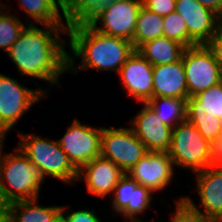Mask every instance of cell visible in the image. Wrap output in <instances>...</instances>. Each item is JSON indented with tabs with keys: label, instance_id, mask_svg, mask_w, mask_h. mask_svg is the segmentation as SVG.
I'll return each instance as SVG.
<instances>
[{
	"label": "cell",
	"instance_id": "obj_10",
	"mask_svg": "<svg viewBox=\"0 0 222 222\" xmlns=\"http://www.w3.org/2000/svg\"><path fill=\"white\" fill-rule=\"evenodd\" d=\"M102 131L103 127L83 125L75 118L64 136L57 140L78 171L94 158L100 156Z\"/></svg>",
	"mask_w": 222,
	"mask_h": 222
},
{
	"label": "cell",
	"instance_id": "obj_5",
	"mask_svg": "<svg viewBox=\"0 0 222 222\" xmlns=\"http://www.w3.org/2000/svg\"><path fill=\"white\" fill-rule=\"evenodd\" d=\"M174 166L201 171L213 165L214 145L185 120L172 129L170 147L167 152Z\"/></svg>",
	"mask_w": 222,
	"mask_h": 222
},
{
	"label": "cell",
	"instance_id": "obj_38",
	"mask_svg": "<svg viewBox=\"0 0 222 222\" xmlns=\"http://www.w3.org/2000/svg\"><path fill=\"white\" fill-rule=\"evenodd\" d=\"M9 214L8 213H0V222H8Z\"/></svg>",
	"mask_w": 222,
	"mask_h": 222
},
{
	"label": "cell",
	"instance_id": "obj_22",
	"mask_svg": "<svg viewBox=\"0 0 222 222\" xmlns=\"http://www.w3.org/2000/svg\"><path fill=\"white\" fill-rule=\"evenodd\" d=\"M38 199L20 200L10 203V222H52L61 214L62 206H42Z\"/></svg>",
	"mask_w": 222,
	"mask_h": 222
},
{
	"label": "cell",
	"instance_id": "obj_6",
	"mask_svg": "<svg viewBox=\"0 0 222 222\" xmlns=\"http://www.w3.org/2000/svg\"><path fill=\"white\" fill-rule=\"evenodd\" d=\"M48 89H28L9 76L0 73V129L7 134L26 111L46 97Z\"/></svg>",
	"mask_w": 222,
	"mask_h": 222
},
{
	"label": "cell",
	"instance_id": "obj_40",
	"mask_svg": "<svg viewBox=\"0 0 222 222\" xmlns=\"http://www.w3.org/2000/svg\"><path fill=\"white\" fill-rule=\"evenodd\" d=\"M52 222H65L62 214H60L55 220H53Z\"/></svg>",
	"mask_w": 222,
	"mask_h": 222
},
{
	"label": "cell",
	"instance_id": "obj_2",
	"mask_svg": "<svg viewBox=\"0 0 222 222\" xmlns=\"http://www.w3.org/2000/svg\"><path fill=\"white\" fill-rule=\"evenodd\" d=\"M67 35L72 51L68 54V70L74 73L80 69L119 73L126 60L135 51L132 42L101 33L93 26L67 28ZM78 58H81V63L77 68L75 60Z\"/></svg>",
	"mask_w": 222,
	"mask_h": 222
},
{
	"label": "cell",
	"instance_id": "obj_35",
	"mask_svg": "<svg viewBox=\"0 0 222 222\" xmlns=\"http://www.w3.org/2000/svg\"><path fill=\"white\" fill-rule=\"evenodd\" d=\"M213 164L222 167V136L214 145V161Z\"/></svg>",
	"mask_w": 222,
	"mask_h": 222
},
{
	"label": "cell",
	"instance_id": "obj_11",
	"mask_svg": "<svg viewBox=\"0 0 222 222\" xmlns=\"http://www.w3.org/2000/svg\"><path fill=\"white\" fill-rule=\"evenodd\" d=\"M175 11L181 15L189 33V47L206 44L222 24V18L196 0H176Z\"/></svg>",
	"mask_w": 222,
	"mask_h": 222
},
{
	"label": "cell",
	"instance_id": "obj_21",
	"mask_svg": "<svg viewBox=\"0 0 222 222\" xmlns=\"http://www.w3.org/2000/svg\"><path fill=\"white\" fill-rule=\"evenodd\" d=\"M185 47L179 42L160 36L140 45L136 51L153 66L166 65L181 59Z\"/></svg>",
	"mask_w": 222,
	"mask_h": 222
},
{
	"label": "cell",
	"instance_id": "obj_19",
	"mask_svg": "<svg viewBox=\"0 0 222 222\" xmlns=\"http://www.w3.org/2000/svg\"><path fill=\"white\" fill-rule=\"evenodd\" d=\"M207 117L222 121V81L186 101V118Z\"/></svg>",
	"mask_w": 222,
	"mask_h": 222
},
{
	"label": "cell",
	"instance_id": "obj_32",
	"mask_svg": "<svg viewBox=\"0 0 222 222\" xmlns=\"http://www.w3.org/2000/svg\"><path fill=\"white\" fill-rule=\"evenodd\" d=\"M206 46L212 51L222 74V24L218 27L215 34L206 43Z\"/></svg>",
	"mask_w": 222,
	"mask_h": 222
},
{
	"label": "cell",
	"instance_id": "obj_25",
	"mask_svg": "<svg viewBox=\"0 0 222 222\" xmlns=\"http://www.w3.org/2000/svg\"><path fill=\"white\" fill-rule=\"evenodd\" d=\"M2 5L0 3V49L7 53L10 47L17 41L26 25L17 16L8 13L11 10L10 6L4 3V8ZM5 9L9 11H5Z\"/></svg>",
	"mask_w": 222,
	"mask_h": 222
},
{
	"label": "cell",
	"instance_id": "obj_14",
	"mask_svg": "<svg viewBox=\"0 0 222 222\" xmlns=\"http://www.w3.org/2000/svg\"><path fill=\"white\" fill-rule=\"evenodd\" d=\"M137 115L131 121V129L146 146L148 152H168L171 142L172 128L161 122L155 111L142 103Z\"/></svg>",
	"mask_w": 222,
	"mask_h": 222
},
{
	"label": "cell",
	"instance_id": "obj_31",
	"mask_svg": "<svg viewBox=\"0 0 222 222\" xmlns=\"http://www.w3.org/2000/svg\"><path fill=\"white\" fill-rule=\"evenodd\" d=\"M142 6L160 16L175 11L176 0H142Z\"/></svg>",
	"mask_w": 222,
	"mask_h": 222
},
{
	"label": "cell",
	"instance_id": "obj_1",
	"mask_svg": "<svg viewBox=\"0 0 222 222\" xmlns=\"http://www.w3.org/2000/svg\"><path fill=\"white\" fill-rule=\"evenodd\" d=\"M30 22V23H29ZM17 41L7 51L20 76H30L59 87L60 75L68 71V53L60 36L66 26L43 25L38 28L31 20Z\"/></svg>",
	"mask_w": 222,
	"mask_h": 222
},
{
	"label": "cell",
	"instance_id": "obj_20",
	"mask_svg": "<svg viewBox=\"0 0 222 222\" xmlns=\"http://www.w3.org/2000/svg\"><path fill=\"white\" fill-rule=\"evenodd\" d=\"M17 2L20 9L39 25L66 26L65 0H18Z\"/></svg>",
	"mask_w": 222,
	"mask_h": 222
},
{
	"label": "cell",
	"instance_id": "obj_39",
	"mask_svg": "<svg viewBox=\"0 0 222 222\" xmlns=\"http://www.w3.org/2000/svg\"><path fill=\"white\" fill-rule=\"evenodd\" d=\"M211 222H222V209L220 213Z\"/></svg>",
	"mask_w": 222,
	"mask_h": 222
},
{
	"label": "cell",
	"instance_id": "obj_8",
	"mask_svg": "<svg viewBox=\"0 0 222 222\" xmlns=\"http://www.w3.org/2000/svg\"><path fill=\"white\" fill-rule=\"evenodd\" d=\"M146 146L130 128H103L100 156L114 162L127 174L146 154Z\"/></svg>",
	"mask_w": 222,
	"mask_h": 222
},
{
	"label": "cell",
	"instance_id": "obj_26",
	"mask_svg": "<svg viewBox=\"0 0 222 222\" xmlns=\"http://www.w3.org/2000/svg\"><path fill=\"white\" fill-rule=\"evenodd\" d=\"M152 194H154L149 188L143 185H137L131 196V203L120 213V215L130 219V222H144L138 217L141 213H144L151 205Z\"/></svg>",
	"mask_w": 222,
	"mask_h": 222
},
{
	"label": "cell",
	"instance_id": "obj_29",
	"mask_svg": "<svg viewBox=\"0 0 222 222\" xmlns=\"http://www.w3.org/2000/svg\"><path fill=\"white\" fill-rule=\"evenodd\" d=\"M211 144L215 145L222 136V121L217 117L186 118Z\"/></svg>",
	"mask_w": 222,
	"mask_h": 222
},
{
	"label": "cell",
	"instance_id": "obj_12",
	"mask_svg": "<svg viewBox=\"0 0 222 222\" xmlns=\"http://www.w3.org/2000/svg\"><path fill=\"white\" fill-rule=\"evenodd\" d=\"M174 170L167 152H148L127 174L155 193L163 191L171 183Z\"/></svg>",
	"mask_w": 222,
	"mask_h": 222
},
{
	"label": "cell",
	"instance_id": "obj_4",
	"mask_svg": "<svg viewBox=\"0 0 222 222\" xmlns=\"http://www.w3.org/2000/svg\"><path fill=\"white\" fill-rule=\"evenodd\" d=\"M13 150L0 153V185L6 199L10 203L38 199L43 179L18 146Z\"/></svg>",
	"mask_w": 222,
	"mask_h": 222
},
{
	"label": "cell",
	"instance_id": "obj_16",
	"mask_svg": "<svg viewBox=\"0 0 222 222\" xmlns=\"http://www.w3.org/2000/svg\"><path fill=\"white\" fill-rule=\"evenodd\" d=\"M124 174L114 162L99 156L78 171V181L85 178L87 191L105 198L113 194L115 186Z\"/></svg>",
	"mask_w": 222,
	"mask_h": 222
},
{
	"label": "cell",
	"instance_id": "obj_15",
	"mask_svg": "<svg viewBox=\"0 0 222 222\" xmlns=\"http://www.w3.org/2000/svg\"><path fill=\"white\" fill-rule=\"evenodd\" d=\"M127 94L146 103L153 97V65L136 50L119 71Z\"/></svg>",
	"mask_w": 222,
	"mask_h": 222
},
{
	"label": "cell",
	"instance_id": "obj_30",
	"mask_svg": "<svg viewBox=\"0 0 222 222\" xmlns=\"http://www.w3.org/2000/svg\"><path fill=\"white\" fill-rule=\"evenodd\" d=\"M67 206H62L61 214L65 222H100V219L94 213V211L87 209H79L78 211L68 212L66 209H70ZM68 212V213H66Z\"/></svg>",
	"mask_w": 222,
	"mask_h": 222
},
{
	"label": "cell",
	"instance_id": "obj_33",
	"mask_svg": "<svg viewBox=\"0 0 222 222\" xmlns=\"http://www.w3.org/2000/svg\"><path fill=\"white\" fill-rule=\"evenodd\" d=\"M170 222H211L189 213L182 205L176 206V211Z\"/></svg>",
	"mask_w": 222,
	"mask_h": 222
},
{
	"label": "cell",
	"instance_id": "obj_7",
	"mask_svg": "<svg viewBox=\"0 0 222 222\" xmlns=\"http://www.w3.org/2000/svg\"><path fill=\"white\" fill-rule=\"evenodd\" d=\"M181 58L189 97L195 96L222 81L220 67L206 44L185 48Z\"/></svg>",
	"mask_w": 222,
	"mask_h": 222
},
{
	"label": "cell",
	"instance_id": "obj_3",
	"mask_svg": "<svg viewBox=\"0 0 222 222\" xmlns=\"http://www.w3.org/2000/svg\"><path fill=\"white\" fill-rule=\"evenodd\" d=\"M18 148L37 168L41 178L51 176L66 184L78 180V170L70 162L57 140H47L36 134L19 133Z\"/></svg>",
	"mask_w": 222,
	"mask_h": 222
},
{
	"label": "cell",
	"instance_id": "obj_13",
	"mask_svg": "<svg viewBox=\"0 0 222 222\" xmlns=\"http://www.w3.org/2000/svg\"><path fill=\"white\" fill-rule=\"evenodd\" d=\"M142 0L115 1L93 27L101 33L132 42ZM103 26V27H102Z\"/></svg>",
	"mask_w": 222,
	"mask_h": 222
},
{
	"label": "cell",
	"instance_id": "obj_9",
	"mask_svg": "<svg viewBox=\"0 0 222 222\" xmlns=\"http://www.w3.org/2000/svg\"><path fill=\"white\" fill-rule=\"evenodd\" d=\"M197 193L200 206H196L190 197H180L175 206L182 205L189 213L205 220L212 221L222 209V167L211 165L204 170L195 172Z\"/></svg>",
	"mask_w": 222,
	"mask_h": 222
},
{
	"label": "cell",
	"instance_id": "obj_34",
	"mask_svg": "<svg viewBox=\"0 0 222 222\" xmlns=\"http://www.w3.org/2000/svg\"><path fill=\"white\" fill-rule=\"evenodd\" d=\"M201 5L211 9L222 18V0H196Z\"/></svg>",
	"mask_w": 222,
	"mask_h": 222
},
{
	"label": "cell",
	"instance_id": "obj_23",
	"mask_svg": "<svg viewBox=\"0 0 222 222\" xmlns=\"http://www.w3.org/2000/svg\"><path fill=\"white\" fill-rule=\"evenodd\" d=\"M186 99L177 97H152L146 103L168 127L175 128L186 120Z\"/></svg>",
	"mask_w": 222,
	"mask_h": 222
},
{
	"label": "cell",
	"instance_id": "obj_24",
	"mask_svg": "<svg viewBox=\"0 0 222 222\" xmlns=\"http://www.w3.org/2000/svg\"><path fill=\"white\" fill-rule=\"evenodd\" d=\"M163 30V16L142 6L136 22V29L132 41L133 48L136 50L143 43L163 36Z\"/></svg>",
	"mask_w": 222,
	"mask_h": 222
},
{
	"label": "cell",
	"instance_id": "obj_18",
	"mask_svg": "<svg viewBox=\"0 0 222 222\" xmlns=\"http://www.w3.org/2000/svg\"><path fill=\"white\" fill-rule=\"evenodd\" d=\"M115 0H65L66 28L98 24V19Z\"/></svg>",
	"mask_w": 222,
	"mask_h": 222
},
{
	"label": "cell",
	"instance_id": "obj_28",
	"mask_svg": "<svg viewBox=\"0 0 222 222\" xmlns=\"http://www.w3.org/2000/svg\"><path fill=\"white\" fill-rule=\"evenodd\" d=\"M138 183L128 174H124L113 191L112 207L116 214H120L131 203L132 192Z\"/></svg>",
	"mask_w": 222,
	"mask_h": 222
},
{
	"label": "cell",
	"instance_id": "obj_36",
	"mask_svg": "<svg viewBox=\"0 0 222 222\" xmlns=\"http://www.w3.org/2000/svg\"><path fill=\"white\" fill-rule=\"evenodd\" d=\"M10 202L6 199L0 185V213H9Z\"/></svg>",
	"mask_w": 222,
	"mask_h": 222
},
{
	"label": "cell",
	"instance_id": "obj_27",
	"mask_svg": "<svg viewBox=\"0 0 222 222\" xmlns=\"http://www.w3.org/2000/svg\"><path fill=\"white\" fill-rule=\"evenodd\" d=\"M163 20V36L179 42L185 48L189 47V33L183 17L174 11L163 16Z\"/></svg>",
	"mask_w": 222,
	"mask_h": 222
},
{
	"label": "cell",
	"instance_id": "obj_17",
	"mask_svg": "<svg viewBox=\"0 0 222 222\" xmlns=\"http://www.w3.org/2000/svg\"><path fill=\"white\" fill-rule=\"evenodd\" d=\"M153 97L189 98L182 58L166 65L153 66Z\"/></svg>",
	"mask_w": 222,
	"mask_h": 222
},
{
	"label": "cell",
	"instance_id": "obj_37",
	"mask_svg": "<svg viewBox=\"0 0 222 222\" xmlns=\"http://www.w3.org/2000/svg\"><path fill=\"white\" fill-rule=\"evenodd\" d=\"M5 136L6 134L0 129V150H3Z\"/></svg>",
	"mask_w": 222,
	"mask_h": 222
}]
</instances>
